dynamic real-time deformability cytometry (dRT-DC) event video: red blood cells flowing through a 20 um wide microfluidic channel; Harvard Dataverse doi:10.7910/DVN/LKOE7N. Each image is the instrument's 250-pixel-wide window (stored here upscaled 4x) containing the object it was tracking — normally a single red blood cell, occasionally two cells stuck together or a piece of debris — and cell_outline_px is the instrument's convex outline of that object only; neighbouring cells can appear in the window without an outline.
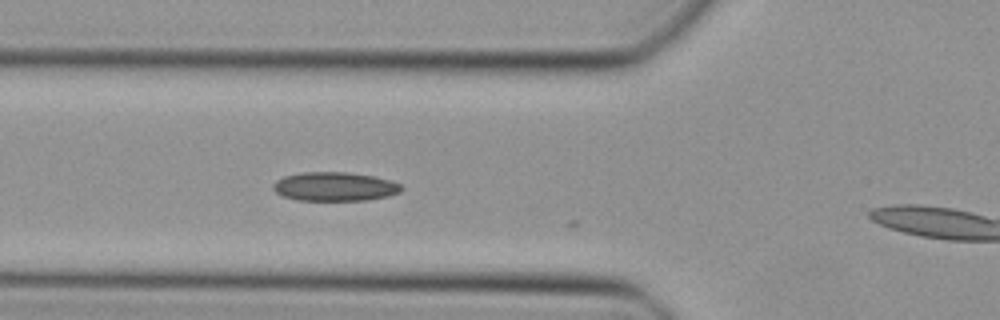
{"species": "Egyptian fruit bat (a non-hibernating species)", "species_latin": "Rousettus aegyptiacus", "temperature_condition": "cold", "stored_images_in_passage": 3, "camera_frame_rate_fps": 3000, "um_per_image_px": 0.085, "animal": {"sex": "female"}, "frame": {"image": 1, "passage_image": 2, "time_ms": 0.333, "image_size_px": [1000, 320], "cell_outline_px": [[404, 188], [400, 192], [388, 196], [364, 200], [296, 200], [284, 196], [276, 192], [272, 188], [272, 184], [276, 180], [284, 176], [304, 172], [348, 172], [376, 176], [392, 180], [400, 184]], "centroid_in_image_um": [28.47, 15.85], "position_along_channel_um": 97.3, "area_um2": 21.73}}